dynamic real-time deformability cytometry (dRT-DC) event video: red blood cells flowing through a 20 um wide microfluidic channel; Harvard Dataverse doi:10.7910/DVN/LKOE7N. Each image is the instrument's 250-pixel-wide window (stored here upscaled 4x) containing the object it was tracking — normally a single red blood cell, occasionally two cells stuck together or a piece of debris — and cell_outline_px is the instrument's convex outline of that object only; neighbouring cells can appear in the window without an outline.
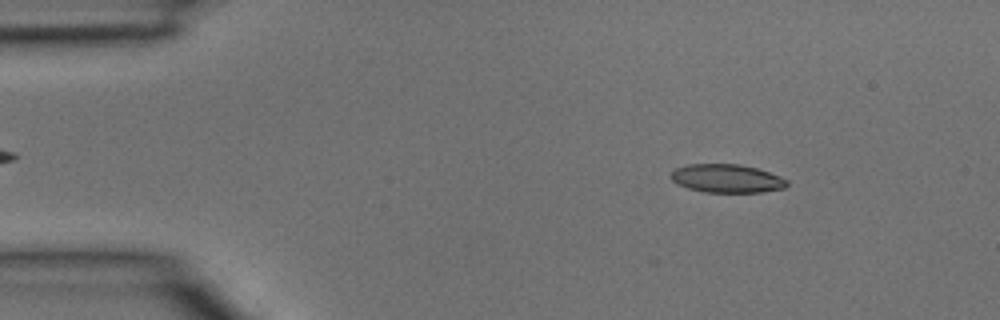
{"species": "common noctule bat (a hibernating species)", "species_latin": "Nyctalus noctula", "temperature_condition": "room temperature", "stored_images_in_passage": 13, "camera_frame_rate_fps": 3000, "um_per_image_px": 0.085, "animal": {"sex": "male", "body_mass_g": 15.6}, "frame": {"image": 1, "passage_image": 5, "time_ms": 1.333, "image_size_px": [1000, 320], "cell_outline_px": [[788, 184], [784, 188], [764, 192], [704, 192], [688, 188], [676, 184], [672, 180], [672, 172], [676, 168], [688, 164], [740, 164], [756, 168], [768, 172], [788, 180]], "centroid_in_image_um": [61.77, 15.17], "position_along_channel_um": 23.2, "area_um2": 19.13}}